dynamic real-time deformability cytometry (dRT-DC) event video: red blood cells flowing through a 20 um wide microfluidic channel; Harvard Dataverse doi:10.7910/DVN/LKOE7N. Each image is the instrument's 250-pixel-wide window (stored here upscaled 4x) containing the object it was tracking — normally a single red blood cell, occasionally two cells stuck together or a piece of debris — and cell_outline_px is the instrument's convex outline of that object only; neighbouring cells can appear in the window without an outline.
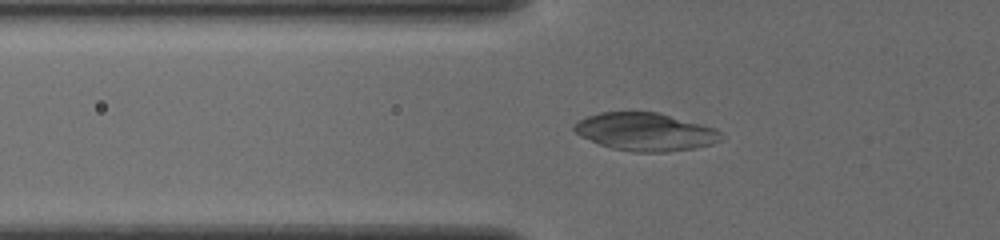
{"species": "common noctule bat (a hibernating species)", "species_latin": "Nyctalus noctula", "temperature_condition": "cold", "stored_images_in_passage": 48, "camera_frame_rate_fps": 3000, "um_per_image_px": 0.085, "animal": {"sex": "female", "body_mass_g": 19.5, "forearm_length_mm": 54.1}, "frame": {"image": 1, "passage_image": 14, "time_ms": 4.333, "image_size_px": [1000, 240], "cell_outline_px": [[724, 136], [720, 140], [712, 144], [696, 148], [668, 152], [632, 152], [612, 148], [600, 144], [580, 136], [572, 128], [580, 120], [588, 116], [600, 112], [656, 112], [716, 128]], "centroid_in_image_um": [54.88, 11.22], "position_along_channel_um": 70.9, "area_um2": 32.31}}
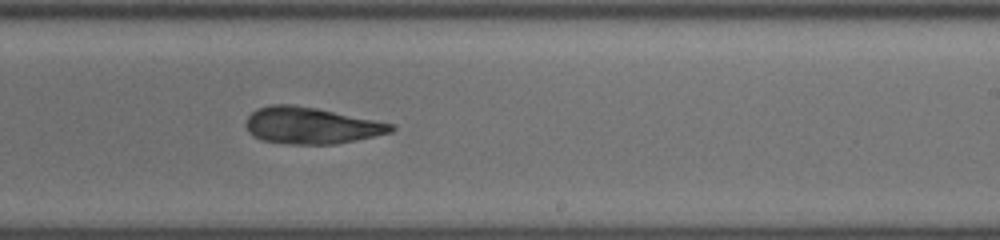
{"frame": {"image": 2, "passage_image": 29, "time_ms": 9.333, "image_size_px": [1000, 240], "cell_outline_px": [[396, 128], [392, 132], [356, 140], [336, 144], [292, 144], [260, 140], [252, 136], [248, 132], [244, 124], [248, 116], [252, 112], [260, 108], [272, 104], [292, 104], [316, 108], [392, 124]], "centroid_in_image_um": [26.39, 10.68], "position_along_channel_um": 262.6, "area_um2": 30.75}}
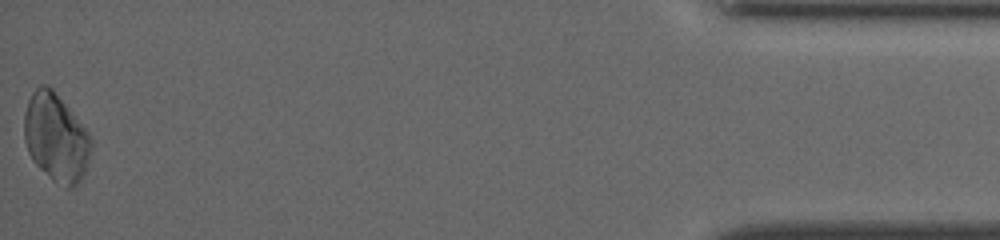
{"frame": {"image": 3, "passage_image": 48, "time_ms": 15.667, "image_size_px": [1000, 240], "cell_outline_px": [[92, 148], [84, 172], [80, 180], [72, 188], [64, 188], [52, 180], [32, 160], [28, 152], [24, 140], [24, 112], [28, 100], [32, 92], [40, 84], [48, 84], [52, 88], [88, 132], [92, 140]], "centroid_in_image_um": [4.74, 11.69], "position_along_channel_um": 430.5, "area_um2": 34.28}}